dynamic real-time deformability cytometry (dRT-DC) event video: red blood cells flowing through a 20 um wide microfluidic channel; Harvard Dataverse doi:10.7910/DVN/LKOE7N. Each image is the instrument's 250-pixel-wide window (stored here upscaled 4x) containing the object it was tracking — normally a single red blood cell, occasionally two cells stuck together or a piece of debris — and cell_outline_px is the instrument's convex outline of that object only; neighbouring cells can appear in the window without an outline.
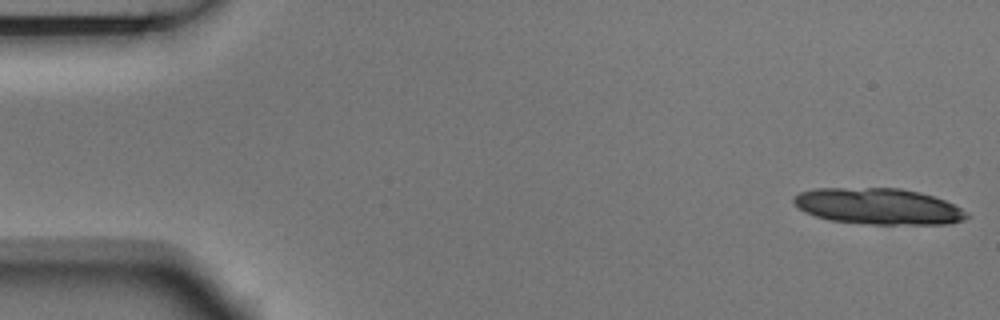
{"species": "Egyptian fruit bat (a non-hibernating species)", "species_latin": "Rousettus aegyptiacus", "temperature_condition": "room temperature", "stored_images_in_passage": 7, "camera_frame_rate_fps": 3000, "um_per_image_px": 0.085, "animal": {"sex": "male"}, "frame": {"image": 1, "passage_image": 1, "time_ms": 0.0, "image_size_px": [1000, 320], "cell_outline_px": [[972, 216], [964, 220], [948, 224], [864, 224], [828, 220], [804, 212], [792, 200], [800, 192], [816, 188], [900, 188], [920, 192], [944, 200], [968, 212]], "centroid_in_image_um": [74.68, 17.54], "position_along_channel_um": 10.3, "area_um2": 36.53}}
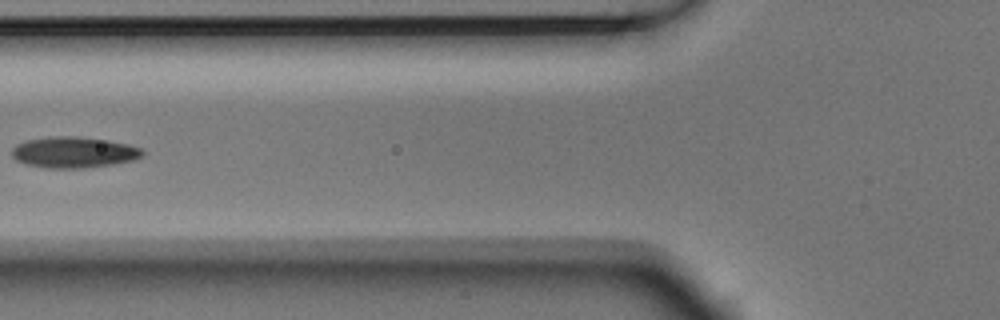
{"frame": {"image": 2, "passage_image": 6, "time_ms": 1.667, "image_size_px": [1000, 320], "cell_outline_px": [[144, 152], [136, 160], [112, 164], [84, 168], [48, 168], [24, 164], [16, 160], [12, 156], [12, 148], [16, 144], [24, 140], [48, 136], [80, 136], [108, 140], [128, 144], [140, 148]], "centroid_in_image_um": [6.23, 12.93], "position_along_channel_um": 119.6, "area_um2": 23.87}}
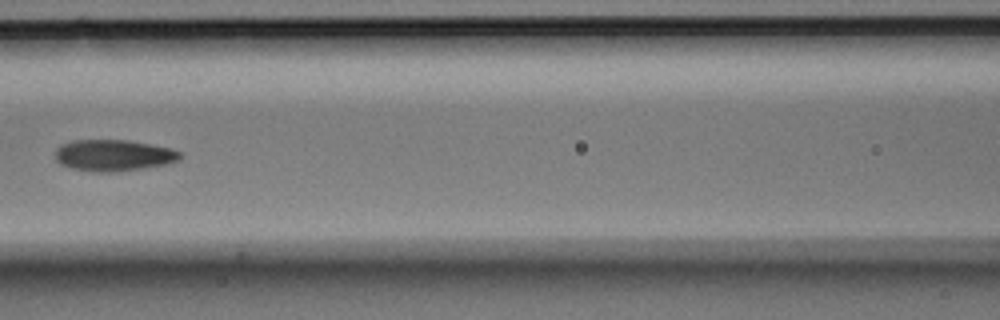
{"frame": {"image": 3, "passage_image": 7, "time_ms": 2.0, "image_size_px": [1000, 320], "cell_outline_px": [[180, 160], [164, 164], [144, 168], [112, 172], [96, 172], [72, 168], [60, 164], [56, 160], [56, 148], [60, 144], [72, 140], [128, 140], [152, 144], [172, 148], [180, 152]], "centroid_in_image_um": [9.64, 13.19], "position_along_channel_um": 157.0, "area_um2": 22.89}}